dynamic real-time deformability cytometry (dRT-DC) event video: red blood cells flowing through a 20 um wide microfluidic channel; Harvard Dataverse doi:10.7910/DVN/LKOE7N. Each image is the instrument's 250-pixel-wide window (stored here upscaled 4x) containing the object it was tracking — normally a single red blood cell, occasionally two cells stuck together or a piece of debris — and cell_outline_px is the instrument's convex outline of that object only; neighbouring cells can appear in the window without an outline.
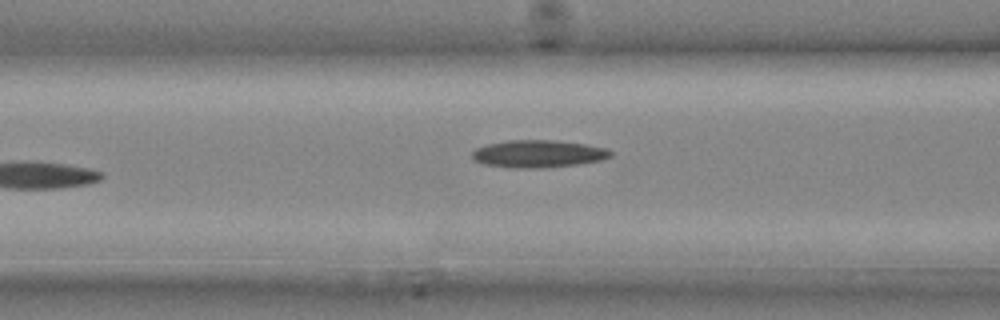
{"species": "common noctule bat (a hibernating species)", "species_latin": "Nyctalus noctula", "temperature_condition": "cold", "stored_images_in_passage": 5, "camera_frame_rate_fps": 3000, "um_per_image_px": 0.085, "animal": {"sex": "male", "body_mass_g": 20.4}, "frame": {"image": 1, "passage_image": 5, "time_ms": 1.333, "image_size_px": [1000, 320], "cell_outline_px": [[612, 156], [600, 160], [576, 164], [540, 168], [516, 168], [484, 164], [476, 160], [472, 156], [472, 152], [476, 148], [488, 144], [508, 140], [552, 140], [584, 144], [608, 148], [612, 152]], "centroid_in_image_um": [45.76, 13.07], "position_along_channel_um": 120.8, "area_um2": 21.91}}